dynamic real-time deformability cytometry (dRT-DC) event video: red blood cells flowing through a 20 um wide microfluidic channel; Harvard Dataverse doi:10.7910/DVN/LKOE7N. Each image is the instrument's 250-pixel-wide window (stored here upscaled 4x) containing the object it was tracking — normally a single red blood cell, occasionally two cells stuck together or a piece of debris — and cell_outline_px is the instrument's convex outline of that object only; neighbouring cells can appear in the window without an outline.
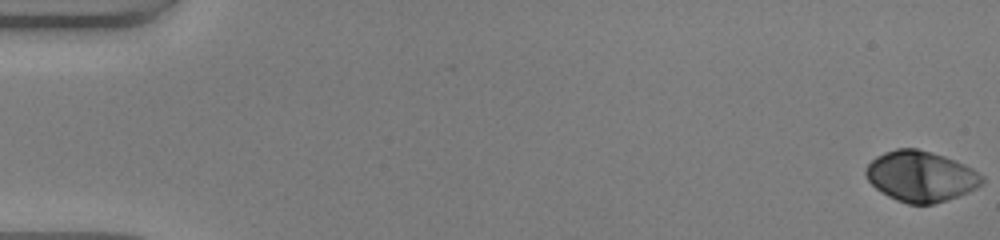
{"species": "human", "species_latin": "Homo sapiens", "temperature_condition": "warm", "stored_images_in_passage": 51, "camera_frame_rate_fps": 3000, "um_per_image_px": 0.085, "donor": {"sex": "male"}, "frame": {"image": 1, "passage_image": 1, "time_ms": 0.0, "image_size_px": [1000, 240], "cell_outline_px": [[984, 184], [968, 192], [932, 204], [908, 204], [896, 200], [880, 192], [868, 180], [864, 172], [864, 168], [876, 156], [884, 152], [896, 148], [916, 148], [932, 152], [956, 160], [972, 168], [984, 176]], "centroid_in_image_um": [78.26, 14.97], "position_along_channel_um": 6.7, "area_um2": 34.39}}
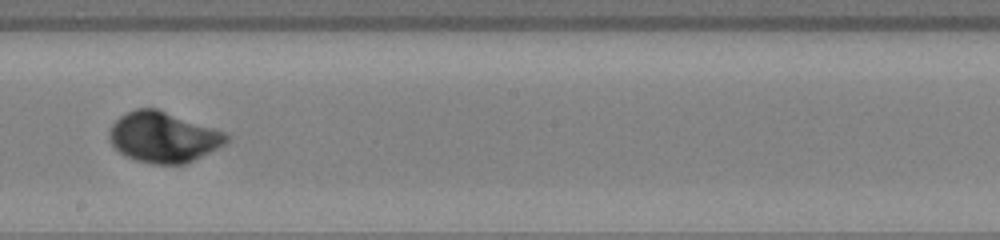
{"frame": {"image": 2, "passage_image": 30, "time_ms": 9.667, "image_size_px": [1000, 240], "cell_outline_px": [[232, 140], [184, 164], [152, 164], [136, 160], [120, 152], [112, 144], [108, 136], [108, 132], [112, 124], [120, 116], [136, 108], [156, 108], [224, 132]], "centroid_in_image_um": [13.85, 11.65], "position_along_channel_um": 234.3, "area_um2": 33.99}}
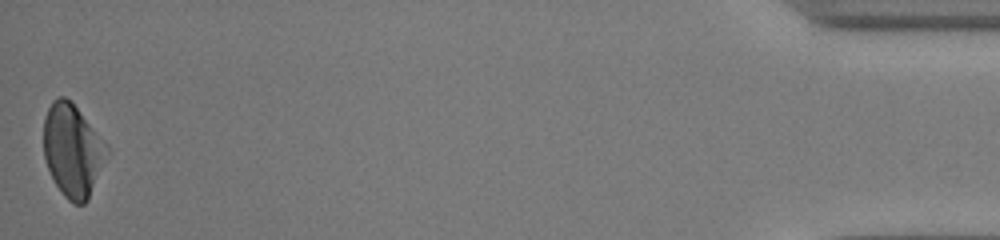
{"frame": {"image": 3, "passage_image": 51, "time_ms": 16.667, "image_size_px": [1000, 240], "cell_outline_px": [[108, 152], [88, 200], [84, 204], [72, 204], [64, 196], [56, 184], [48, 168], [44, 156], [44, 116], [52, 100], [60, 96], [64, 96], [72, 100], [108, 144]], "centroid_in_image_um": [6.17, 12.74], "position_along_channel_um": 429.0, "area_um2": 34.28}, "authors_computed_cell_mechanics": {"area_um2": 33.9286, "velocity_mm_per_s": 4.1171, "shape_relaxation_time_tau1_ms": 2.6372, "shape_relaxation_time_tau2_ms": null, "deformation_change_tau1": 0.1542, "deformation_change_tau2": null}}